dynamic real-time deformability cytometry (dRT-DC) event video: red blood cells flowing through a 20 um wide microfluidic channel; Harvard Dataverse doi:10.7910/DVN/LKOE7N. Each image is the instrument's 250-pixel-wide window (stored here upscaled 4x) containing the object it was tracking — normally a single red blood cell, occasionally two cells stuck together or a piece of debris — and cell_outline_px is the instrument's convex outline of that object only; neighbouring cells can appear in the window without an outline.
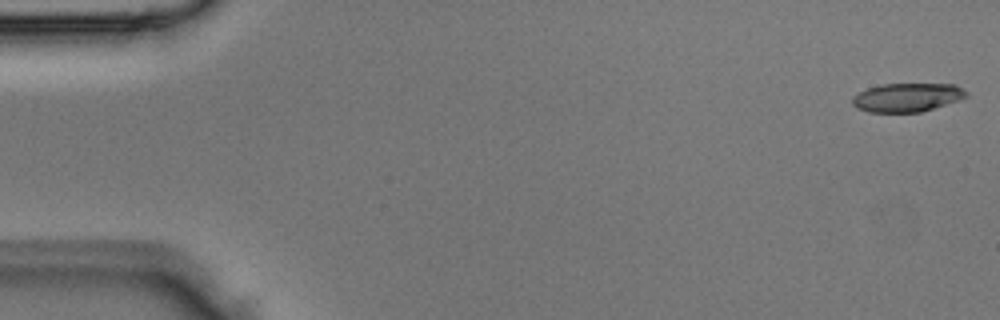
{"species": "Egyptian fruit bat (a non-hibernating species)", "species_latin": "Rousettus aegyptiacus", "temperature_condition": "room temperature", "stored_images_in_passage": 4, "camera_frame_rate_fps": 3000, "um_per_image_px": 0.085, "animal": {"sex": "male"}, "frame": {"image": 1, "passage_image": 1, "time_ms": 0.0, "image_size_px": [1000, 320], "cell_outline_px": [[968, 96], [960, 100], [920, 112], [868, 112], [856, 108], [852, 104], [852, 96], [868, 88], [880, 84], [956, 84], [968, 92]], "centroid_in_image_um": [77.11, 8.28], "position_along_channel_um": 7.9, "area_um2": 19.13}}